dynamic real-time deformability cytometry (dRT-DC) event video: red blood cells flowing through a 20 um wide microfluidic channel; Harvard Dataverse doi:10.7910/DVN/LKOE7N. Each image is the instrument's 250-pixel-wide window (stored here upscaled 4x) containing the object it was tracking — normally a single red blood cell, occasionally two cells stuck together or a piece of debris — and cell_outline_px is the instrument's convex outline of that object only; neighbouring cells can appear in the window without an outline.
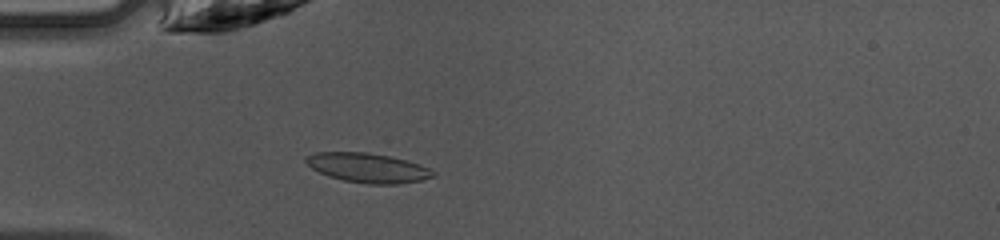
{"species": "common noctule bat (a hibernating species)", "species_latin": "Nyctalus noctula", "temperature_condition": "warm", "stored_images_in_passage": 47, "camera_frame_rate_fps": 3000, "um_per_image_px": 0.085, "animal": {"sex": "female", "body_mass_g": 10.0, "forearm_length_mm": 53.1}, "frame": {"image": 1, "passage_image": 14, "time_ms": 4.333, "image_size_px": [1000, 240], "cell_outline_px": [[436, 176], [420, 180], [396, 184], [368, 184], [344, 180], [328, 176], [312, 168], [304, 160], [304, 156], [316, 152], [368, 152], [392, 156], [420, 164], [436, 172]], "centroid_in_image_um": [31.27, 14.25], "position_along_channel_um": 53.7, "area_um2": 21.91}}
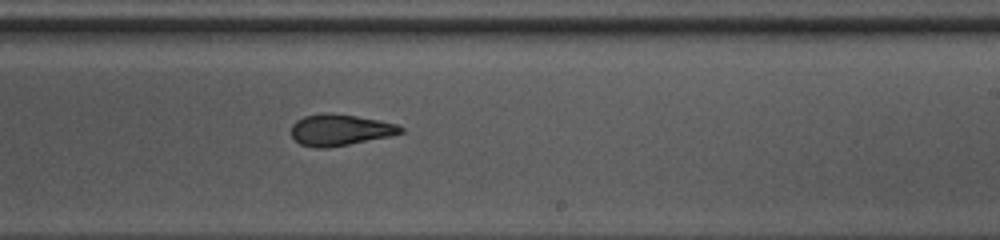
{"frame": {"image": 2, "passage_image": 29, "time_ms": 9.333, "image_size_px": [1000, 240], "cell_outline_px": [[404, 132], [388, 136], [328, 148], [312, 148], [300, 144], [292, 136], [292, 124], [296, 120], [304, 116], [328, 112], [356, 116], [380, 120], [396, 124], [404, 128]], "centroid_in_image_um": [28.88, 11.04], "position_along_channel_um": 260.1, "area_um2": 19.88}}
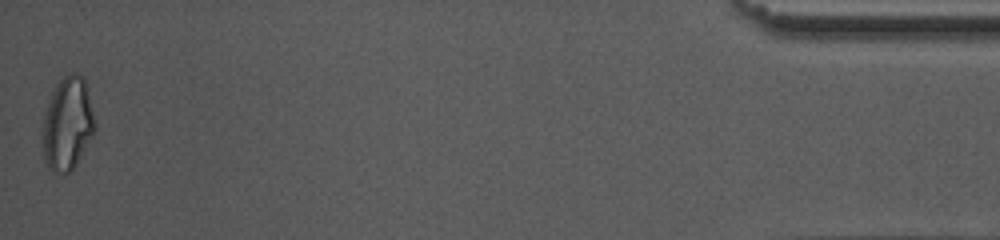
{"frame": {"image": 3, "passage_image": 47, "time_ms": 15.333, "image_size_px": [1000, 240], "cell_outline_px": [[96, 128], [92, 136], [76, 164], [68, 172], [52, 172], [48, 168], [44, 156], [44, 112], [52, 92], [60, 80], [64, 76], [72, 72], [80, 72], [84, 76], [88, 88], [96, 124]], "centroid_in_image_um": [5.78, 10.46], "position_along_channel_um": 429.4, "area_um2": 28.15}, "authors_computed_cell_mechanics": {"area_um2": 20.7502, "velocity_mm_per_s": 4.2535, "shape_relaxation_time_tau1_ms": 2.7584, "shape_relaxation_time_tau2_ms": 1.6664, "deformation_change_tau1": 0.134, "deformation_change_tau2": 0.0961}}